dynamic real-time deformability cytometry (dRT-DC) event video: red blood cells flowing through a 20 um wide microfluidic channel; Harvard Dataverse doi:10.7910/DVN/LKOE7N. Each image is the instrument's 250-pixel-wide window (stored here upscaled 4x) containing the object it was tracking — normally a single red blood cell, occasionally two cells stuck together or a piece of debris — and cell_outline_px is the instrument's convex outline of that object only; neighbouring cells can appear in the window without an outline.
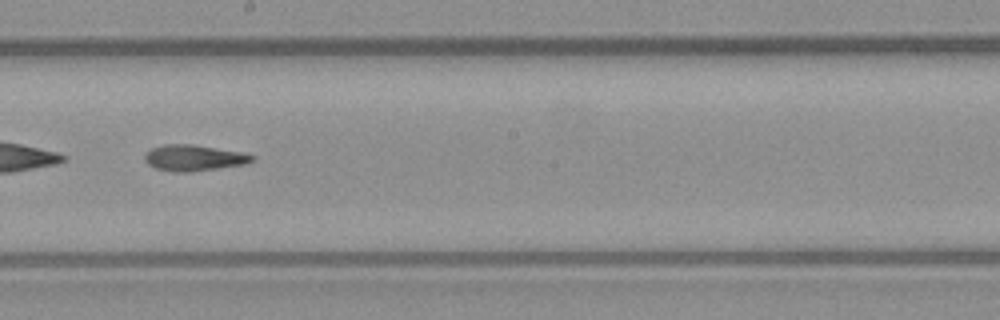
{"species": "common noctule bat (a hibernating species)", "species_latin": "Nyctalus noctula", "temperature_condition": "warm", "stored_images_in_passage": 42, "camera_frame_rate_fps": 3000, "um_per_image_px": 0.085, "animal": {"sex": "male", "body_mass_g": 23.1, "forearm_length_mm": 52.7}, "frame": {"image": 1, "passage_image": 19, "time_ms": 6.0, "image_size_px": [1000, 320], "cell_outline_px": [[256, 156], [252, 160], [244, 164], [192, 172], [172, 172], [156, 168], [148, 164], [144, 160], [144, 156], [152, 148], [164, 144], [192, 144], [244, 152]], "centroid_in_image_um": [16.48, 13.42], "position_along_channel_um": 231.7, "area_um2": 16.3}, "authors_computed_cell_mechanics": {"area_um2": 16.0106, "velocity_mm_per_s": 3.881, "shape_relaxation_time_tau1_ms": 10.2206, "shape_relaxation_time_tau2_ms": 3.524, "deformation_change_tau1": 0.289, "deformation_change_tau2": 0.1464}}